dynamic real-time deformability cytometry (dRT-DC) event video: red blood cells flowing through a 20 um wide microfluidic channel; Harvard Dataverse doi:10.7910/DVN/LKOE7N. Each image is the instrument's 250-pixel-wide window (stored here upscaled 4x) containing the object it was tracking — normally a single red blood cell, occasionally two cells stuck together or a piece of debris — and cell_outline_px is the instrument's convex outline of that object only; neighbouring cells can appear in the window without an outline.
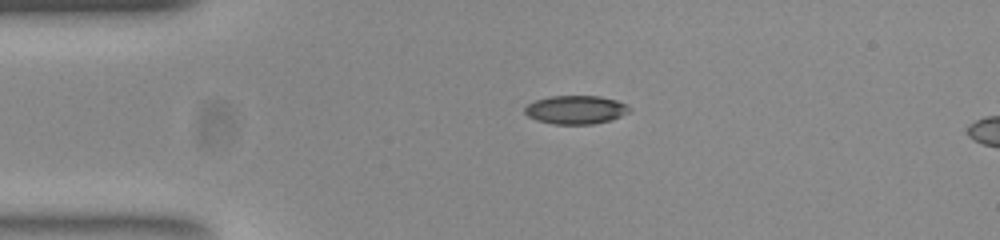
{"species": "common noctule bat (a hibernating species)", "species_latin": "Nyctalus noctula", "temperature_condition": "room temperature", "stored_images_in_passage": 43, "segment_of_instrument_passage": [1, 2], "camera_frame_rate_fps": 3000, "um_per_image_px": 0.085, "animal": {"sex": "female", "body_mass_g": 23.0, "forearm_length_mm": 53.4}, "frame": {"image": 1, "passage_image": 1, "time_ms": 0.0, "image_size_px": [1000, 240], "cell_outline_px": [[632, 108], [628, 112], [612, 120], [592, 124], [552, 124], [536, 120], [528, 116], [524, 112], [524, 108], [528, 104], [536, 100], [548, 96], [600, 96], [616, 100], [628, 104]], "centroid_in_image_um": [48.95, 9.33], "position_along_channel_um": 36.1, "area_um2": 17.51}}
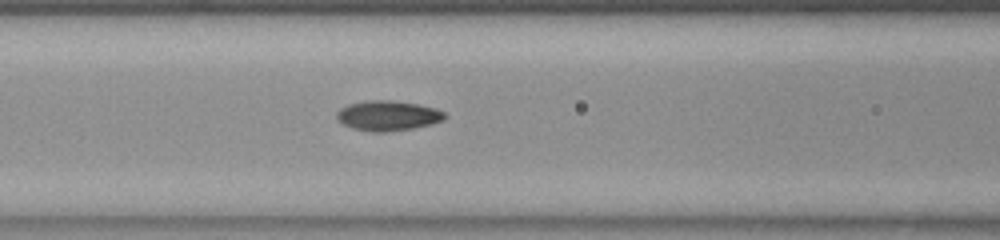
{"frame": {"image": 2, "passage_image": 11, "time_ms": 3.333, "image_size_px": [1000, 240], "cell_outline_px": [[448, 116], [444, 120], [432, 124], [412, 128], [384, 132], [372, 132], [352, 128], [336, 120], [336, 112], [340, 108], [348, 104], [364, 100], [392, 100], [420, 104], [436, 108], [444, 112]], "centroid_in_image_um": [32.97, 9.82], "position_along_channel_um": 133.6, "area_um2": 19.19}}
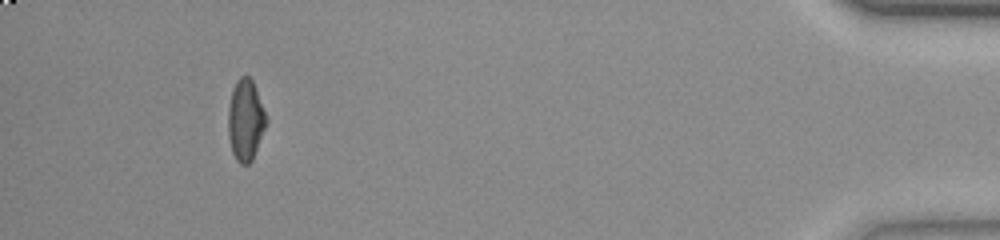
{"frame": {"image": 3, "passage_image": 38, "time_ms": 12.333, "image_size_px": [1000, 240], "cell_outline_px": [[268, 120], [252, 160], [248, 164], [240, 164], [236, 160], [232, 152], [228, 136], [228, 108], [232, 88], [236, 80], [240, 76], [248, 76], [252, 80], [256, 88]], "centroid_in_image_um": [20.85, 10.19], "position_along_channel_um": 414.3, "area_um2": 18.09}}